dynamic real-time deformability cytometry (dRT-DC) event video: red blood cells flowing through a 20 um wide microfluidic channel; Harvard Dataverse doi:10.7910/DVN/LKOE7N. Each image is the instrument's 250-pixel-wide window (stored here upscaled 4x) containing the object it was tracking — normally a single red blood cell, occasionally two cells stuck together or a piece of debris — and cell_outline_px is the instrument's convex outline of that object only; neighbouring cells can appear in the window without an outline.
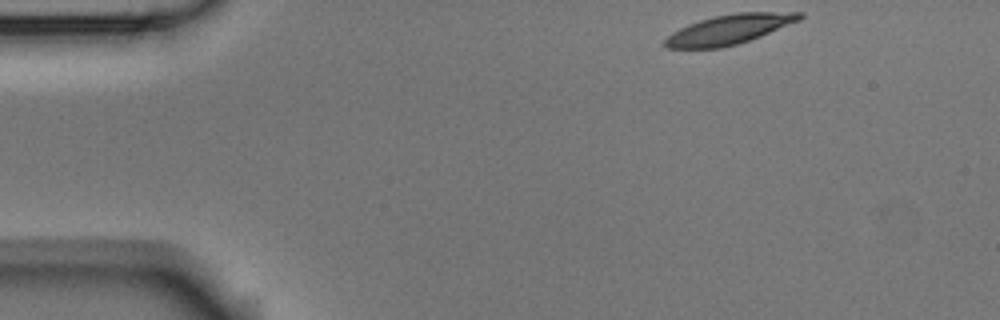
{"species": "Egyptian fruit bat (a non-hibernating species)", "species_latin": "Rousettus aegyptiacus", "temperature_condition": "room temperature", "stored_images_in_passage": 49, "camera_frame_rate_fps": 3000, "um_per_image_px": 0.085, "animal": {"sex": "male"}, "frame": {"image": 1, "passage_image": 1, "time_ms": 0.0, "image_size_px": [1000, 320], "cell_outline_px": [[804, 16], [800, 20], [760, 36], [736, 44], [720, 48], [668, 48], [664, 44], [664, 40], [672, 32], [688, 24], [712, 16], [736, 12], [804, 12]], "centroid_in_image_um": [61.99, 2.48], "position_along_channel_um": 23.0, "area_um2": 23.12}}
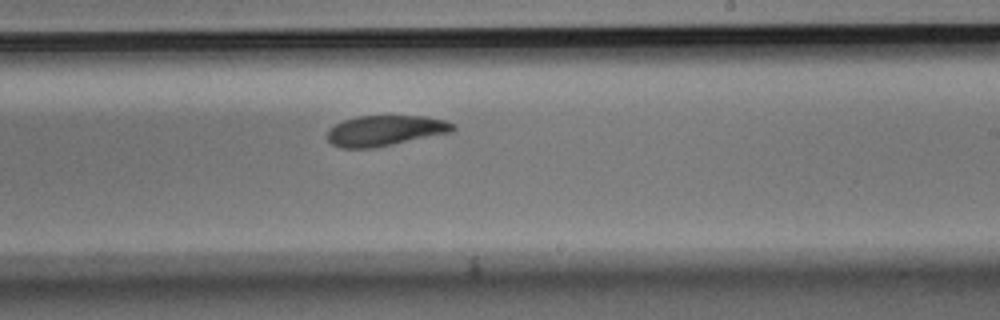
{"frame": {"image": 2, "passage_image": 26, "time_ms": 8.333, "image_size_px": [1000, 320], "cell_outline_px": [[456, 128], [452, 132], [372, 148], [340, 148], [332, 144], [328, 140], [328, 128], [344, 120], [356, 116], [424, 116], [444, 120], [456, 124]], "centroid_in_image_um": [32.74, 11.1], "position_along_channel_um": 256.3, "area_um2": 22.25}}
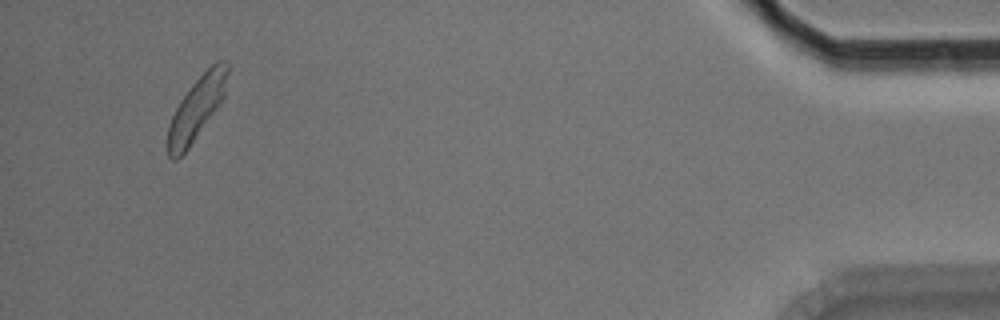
{"frame": {"image": 3, "passage_image": 45, "time_ms": 14.667, "image_size_px": [1000, 320], "cell_outline_px": [[228, 72], [224, 100], [188, 148], [176, 160], [172, 160], [168, 156], [168, 124], [180, 100], [192, 84], [216, 60], [228, 60]], "centroid_in_image_um": [16.74, 9.19], "position_along_channel_um": 418.5, "area_um2": 21.91}}